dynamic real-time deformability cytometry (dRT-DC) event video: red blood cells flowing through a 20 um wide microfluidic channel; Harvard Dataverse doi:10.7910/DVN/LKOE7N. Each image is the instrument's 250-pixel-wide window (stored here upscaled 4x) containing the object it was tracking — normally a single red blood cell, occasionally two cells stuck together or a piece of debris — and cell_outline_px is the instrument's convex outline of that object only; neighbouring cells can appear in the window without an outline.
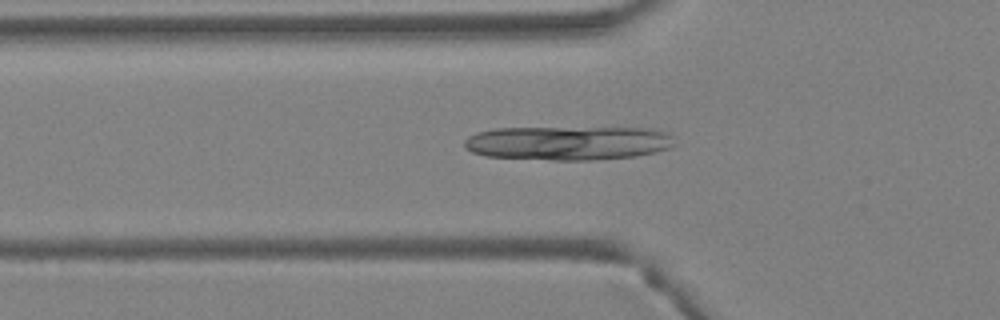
{"species": "Egyptian fruit bat (a non-hibernating species)", "species_latin": "Rousettus aegyptiacus", "temperature_condition": "warm", "stored_images_in_passage": 40, "camera_frame_rate_fps": 3000, "um_per_image_px": 0.085, "animal": {"sex": "female"}, "frame": {"image": 1, "passage_image": 13, "time_ms": 4.0, "image_size_px": [1000, 320], "cell_outline_px": [[676, 144], [668, 148], [656, 152], [636, 156], [592, 160], [552, 160], [484, 156], [472, 152], [464, 148], [464, 140], [468, 136], [476, 132], [496, 128], [648, 128], [664, 132], [672, 136]], "centroid_in_image_um": [48.26, 12.16], "position_along_channel_um": 77.5, "area_um2": 41.91}}
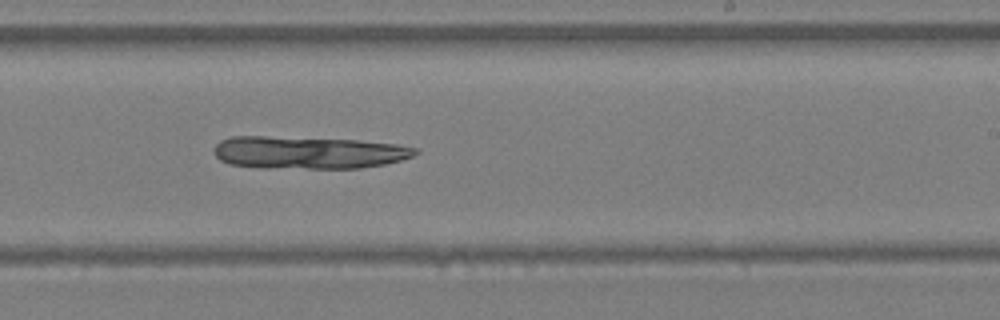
{"frame": {"image": 2, "passage_image": 24, "time_ms": 7.667, "image_size_px": [1000, 320], "cell_outline_px": [[420, 152], [412, 156], [400, 160], [384, 164], [360, 168], [260, 168], [232, 164], [220, 160], [212, 152], [216, 144], [220, 140], [232, 136], [264, 136], [356, 140], [396, 144], [416, 148]], "centroid_in_image_um": [26.17, 12.96], "position_along_channel_um": 262.8, "area_um2": 38.15}}
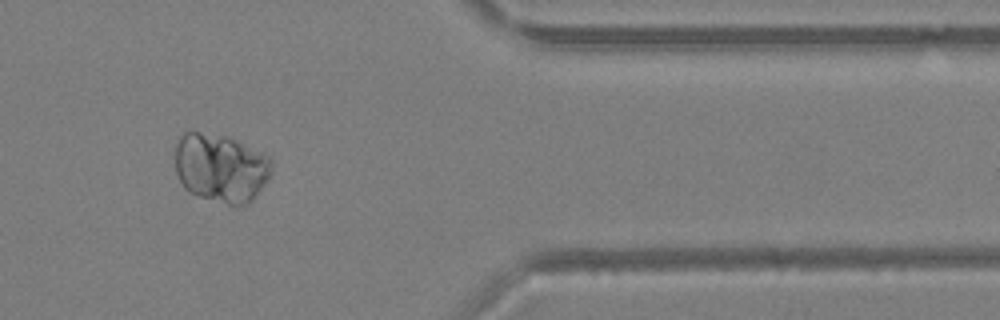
{"frame": {"image": 3, "passage_image": 33, "time_ms": 10.667, "image_size_px": [1000, 320], "cell_outline_px": [[272, 172], [268, 180], [256, 196], [248, 204], [228, 204], [200, 196], [188, 192], [184, 188], [176, 172], [176, 140], [184, 132], [200, 132], [228, 136], [272, 156]], "centroid_in_image_um": [18.8, 14.25], "position_along_channel_um": 392.6, "area_um2": 38.96}}